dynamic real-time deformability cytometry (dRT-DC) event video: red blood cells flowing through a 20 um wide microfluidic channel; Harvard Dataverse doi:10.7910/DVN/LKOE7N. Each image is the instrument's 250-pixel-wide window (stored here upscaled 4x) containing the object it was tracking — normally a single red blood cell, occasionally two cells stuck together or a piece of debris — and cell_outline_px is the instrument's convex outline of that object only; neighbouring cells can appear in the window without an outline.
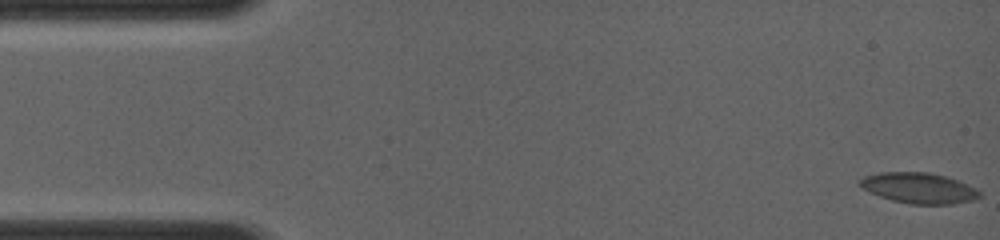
{"species": "common noctule bat (a hibernating species)", "species_latin": "Nyctalus noctula", "temperature_condition": "room temperature", "stored_images_in_passage": 9, "camera_frame_rate_fps": 4000, "um_per_image_px": 0.085, "animal": {"sex": "female", "body_mass_g": 19.0, "forearm_length_mm": 56.7}, "frame": {"image": 1, "passage_image": 1, "time_ms": 0.0, "image_size_px": [1000, 240], "cell_outline_px": [[980, 196], [976, 200], [952, 204], [912, 204], [892, 200], [880, 196], [864, 188], [860, 184], [860, 180], [864, 176], [880, 172], [928, 172], [948, 176], [960, 180], [980, 192]], "centroid_in_image_um": [78.16, 15.97], "position_along_channel_um": 6.8, "area_um2": 21.27}}
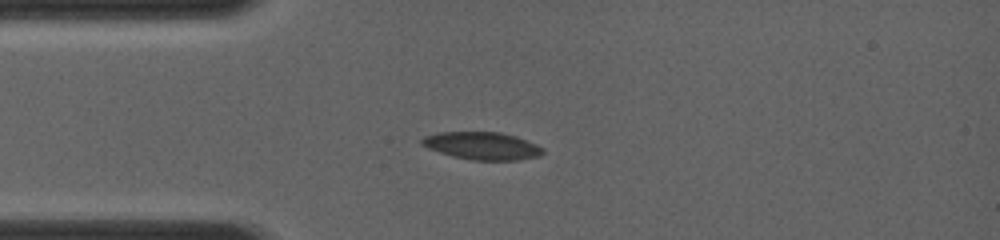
{"frame": {"image": 2, "passage_image": 7, "time_ms": 3.5, "image_size_px": [1000, 240], "cell_outline_px": [[544, 152], [536, 156], [516, 160], [476, 160], [456, 156], [440, 152], [424, 144], [420, 140], [424, 136], [440, 132], [500, 132], [516, 136], [536, 144], [544, 148]], "centroid_in_image_um": [41.03, 12.38], "position_along_channel_um": 44.0, "area_um2": 18.96}}
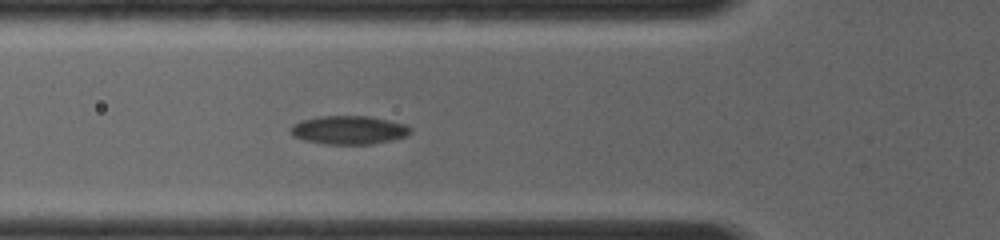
{"frame": {"image": 3, "passage_image": 9, "time_ms": 5.0, "image_size_px": [1000, 240], "cell_outline_px": [[412, 132], [404, 136], [388, 140], [368, 144], [328, 144], [308, 140], [292, 136], [292, 124], [300, 120], [320, 116], [372, 116], [404, 124]], "centroid_in_image_um": [29.62, 11.03], "position_along_channel_um": 96.2, "area_um2": 19.48}}